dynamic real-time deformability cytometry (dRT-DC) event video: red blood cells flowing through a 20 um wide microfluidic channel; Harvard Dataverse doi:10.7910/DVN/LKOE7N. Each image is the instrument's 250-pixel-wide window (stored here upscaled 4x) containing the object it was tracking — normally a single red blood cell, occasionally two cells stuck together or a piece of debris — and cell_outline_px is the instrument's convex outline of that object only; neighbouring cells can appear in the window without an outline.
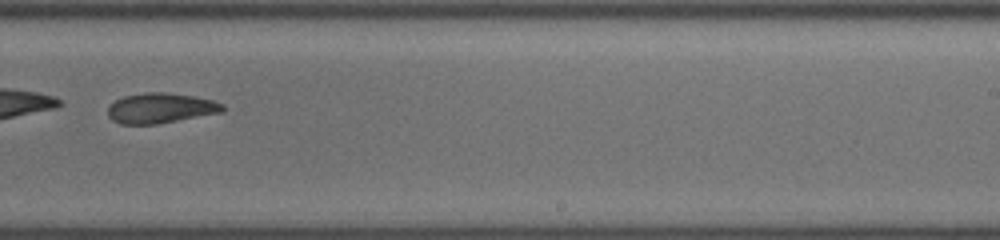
{"species": "common noctule bat (a hibernating species)", "species_latin": "Nyctalus noctula", "temperature_condition": "cold", "stored_images_in_passage": 35, "camera_frame_rate_fps": 3000, "um_per_image_px": 0.085, "animal": {"sex": "female", "body_mass_g": 19.5, "forearm_length_mm": 54.1}, "frame": {"image": 1, "passage_image": 18, "time_ms": 5.667, "image_size_px": [1000, 240], "cell_outline_px": [[224, 112], [156, 124], [120, 124], [112, 120], [108, 116], [108, 108], [116, 100], [124, 96], [144, 92], [168, 92], [192, 96], [212, 100], [224, 104]], "centroid_in_image_um": [13.65, 9.19], "position_along_channel_um": 275.3, "area_um2": 20.17}}
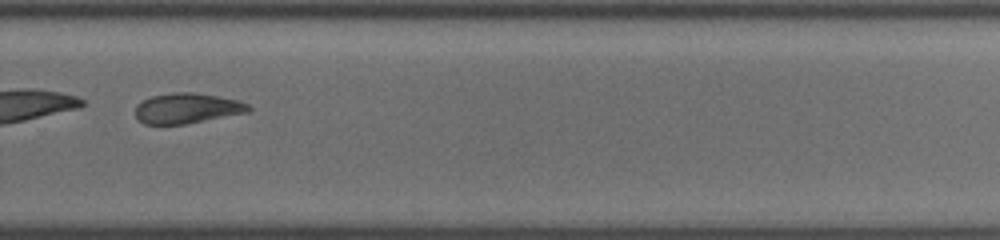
{"frame": {"image": 2, "passage_image": 21, "time_ms": 6.667, "image_size_px": [1000, 240], "cell_outline_px": [[252, 108], [248, 112], [184, 124], [144, 124], [136, 116], [136, 104], [152, 96], [172, 92], [196, 92], [236, 100], [248, 104]], "centroid_in_image_um": [15.89, 9.2], "position_along_channel_um": 313.9, "area_um2": 19.77}}
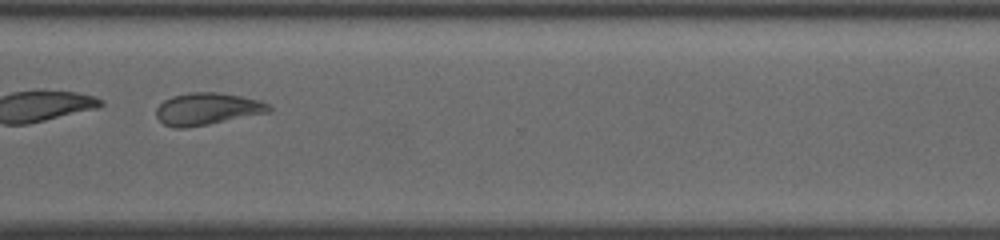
{"frame": {"image": 3, "passage_image": 24, "time_ms": 7.667, "image_size_px": [1000, 240], "cell_outline_px": [[272, 112], [188, 128], [176, 128], [164, 124], [156, 116], [156, 108], [164, 100], [172, 96], [192, 92], [220, 92], [260, 100], [268, 104], [272, 108]], "centroid_in_image_um": [17.64, 9.26], "position_along_channel_um": 353.0, "area_um2": 21.21}, "authors_computed_cell_mechanics": {"area_um2": 21.097, "velocity_mm_per_s": 3.8612, "shape_relaxation_time_tau1_ms": null, "shape_relaxation_time_tau2_ms": 4.6447, "deformation_change_tau1": null, "deformation_change_tau2": 0.1107}}